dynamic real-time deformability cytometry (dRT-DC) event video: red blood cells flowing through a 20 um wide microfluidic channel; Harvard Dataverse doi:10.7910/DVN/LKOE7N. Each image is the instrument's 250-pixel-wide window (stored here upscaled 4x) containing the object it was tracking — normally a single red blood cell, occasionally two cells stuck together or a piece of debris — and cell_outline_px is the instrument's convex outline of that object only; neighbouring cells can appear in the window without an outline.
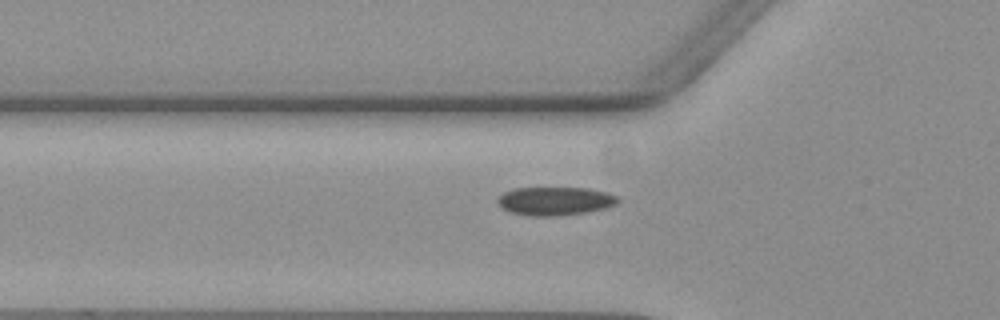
{"species": "common noctule bat (a hibernating species)", "species_latin": "Nyctalus noctula", "temperature_condition": "warm", "stored_images_in_passage": 29, "camera_frame_rate_fps": 3000, "um_per_image_px": 0.085, "animal": {"sex": "female", "body_mass_g": 19.3, "forearm_length_mm": 54.1}, "frame": {"image": 1, "passage_image": 4, "time_ms": 1.0, "image_size_px": [1000, 320], "cell_outline_px": [[620, 200], [616, 204], [604, 208], [588, 212], [560, 216], [528, 216], [508, 212], [500, 208], [496, 204], [496, 196], [512, 188], [588, 188], [604, 192], [616, 196]], "centroid_in_image_um": [47.08, 17.1], "position_along_channel_um": 78.7, "area_um2": 20.29}}
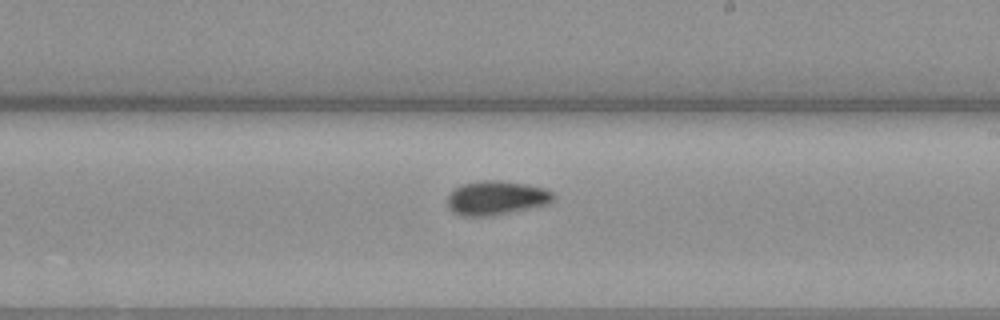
{"frame": {"image": 2, "passage_image": 18, "time_ms": 5.667, "image_size_px": [1000, 320], "cell_outline_px": [[556, 200], [548, 204], [488, 216], [464, 216], [452, 212], [448, 208], [448, 196], [452, 188], [460, 184], [476, 180], [500, 180], [528, 184], [548, 188], [556, 196]], "centroid_in_image_um": [42.18, 16.79], "position_along_channel_um": 246.8, "area_um2": 21.44}}
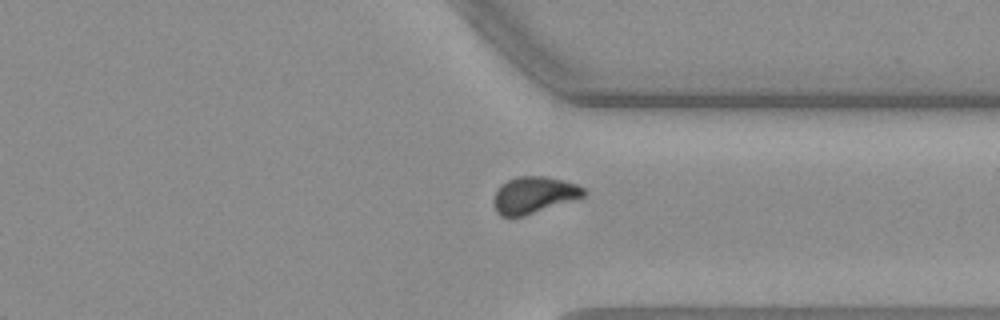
{"frame": {"image": 3, "passage_image": 28, "time_ms": 9.0, "image_size_px": [1000, 320], "cell_outline_px": [[588, 192], [584, 196], [524, 216], [500, 216], [496, 212], [492, 204], [492, 200], [496, 188], [500, 184], [516, 176], [548, 176], [564, 180], [576, 184], [584, 188]], "centroid_in_image_um": [45.33, 16.56], "position_along_channel_um": 366.1, "area_um2": 19.48}}